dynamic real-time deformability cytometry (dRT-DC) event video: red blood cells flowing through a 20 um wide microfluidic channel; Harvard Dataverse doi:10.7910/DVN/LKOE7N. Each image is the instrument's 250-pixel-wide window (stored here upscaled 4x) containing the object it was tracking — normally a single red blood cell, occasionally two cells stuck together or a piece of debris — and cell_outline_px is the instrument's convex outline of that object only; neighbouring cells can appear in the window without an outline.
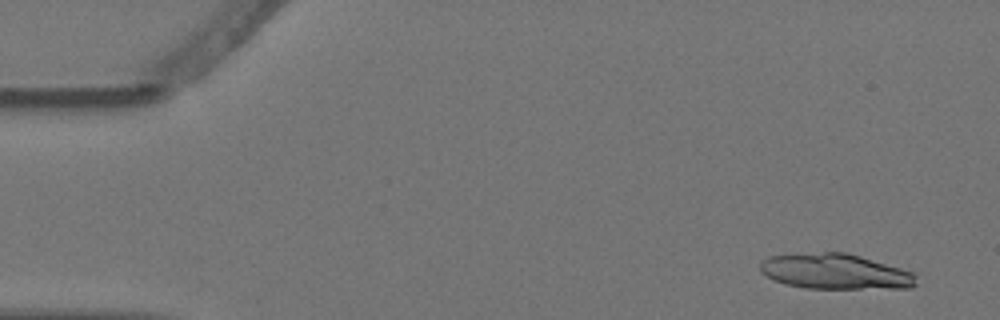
{"species": "Egyptian fruit bat (a non-hibernating species)", "species_latin": "Rousettus aegyptiacus", "temperature_condition": "warm", "stored_images_in_passage": 7, "segment_of_instrument_passage": [1, 2], "camera_frame_rate_fps": 3000, "um_per_image_px": 0.085, "animal": {"sex": "female"}, "frame": {"image": 1, "passage_image": 1, "time_ms": 0.0, "image_size_px": [1000, 320], "cell_outline_px": [[916, 284], [908, 288], [808, 288], [784, 284], [760, 272], [760, 264], [768, 256], [824, 252], [848, 252], [900, 268], [912, 272], [916, 276]], "centroid_in_image_um": [71.0, 23.08], "position_along_channel_um": 14.0, "area_um2": 31.91}}